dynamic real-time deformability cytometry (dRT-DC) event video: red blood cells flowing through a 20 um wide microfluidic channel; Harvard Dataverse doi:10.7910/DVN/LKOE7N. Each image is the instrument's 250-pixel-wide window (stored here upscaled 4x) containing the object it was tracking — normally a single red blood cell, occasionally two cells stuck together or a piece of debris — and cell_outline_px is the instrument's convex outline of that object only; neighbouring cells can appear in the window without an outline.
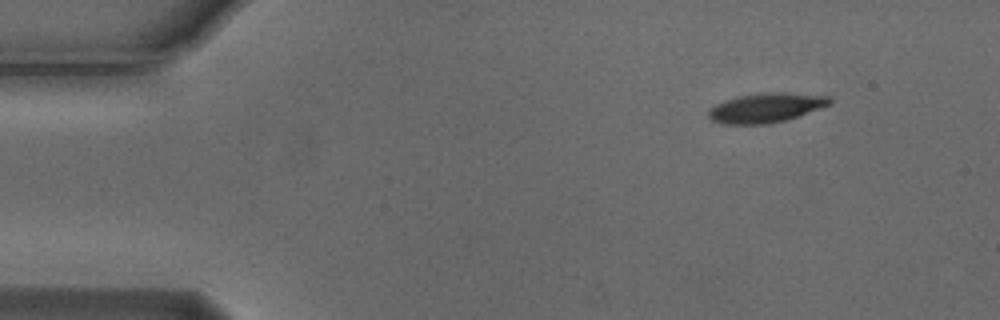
{"species": "Egyptian fruit bat (a non-hibernating species)", "species_latin": "Rousettus aegyptiacus", "temperature_condition": "cold", "stored_images_in_passage": 50, "camera_frame_rate_fps": 3000, "um_per_image_px": 0.085, "animal": {"sex": "male"}, "frame": {"image": 1, "passage_image": 1, "time_ms": 0.0, "image_size_px": [1000, 320], "cell_outline_px": [[832, 104], [784, 120], [764, 124], [724, 124], [712, 120], [708, 116], [708, 112], [716, 104], [740, 96], [764, 92], [784, 92], [828, 96], [832, 100]], "centroid_in_image_um": [65.12, 9.15], "position_along_channel_um": 19.9, "area_um2": 20.4}}
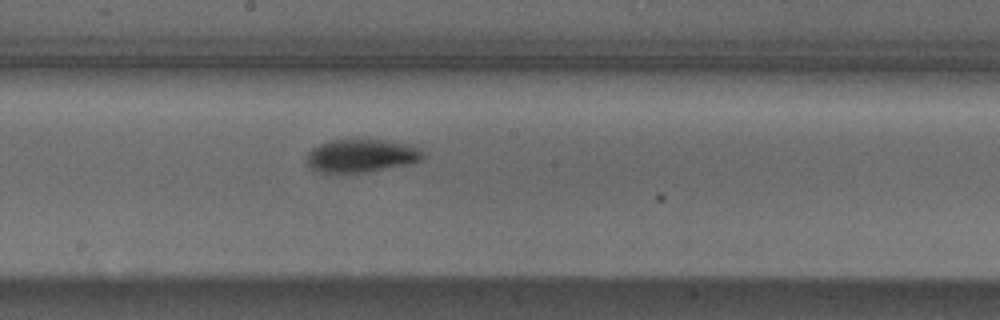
{"frame": {"image": 2, "passage_image": 24, "time_ms": 7.667, "image_size_px": [1000, 320], "cell_outline_px": [[424, 160], [412, 164], [364, 172], [320, 172], [312, 168], [304, 160], [308, 152], [312, 148], [320, 144], [332, 140], [384, 140], [408, 144], [420, 148], [424, 152]], "centroid_in_image_um": [30.75, 13.24], "position_along_channel_um": 217.4, "area_um2": 22.48}}
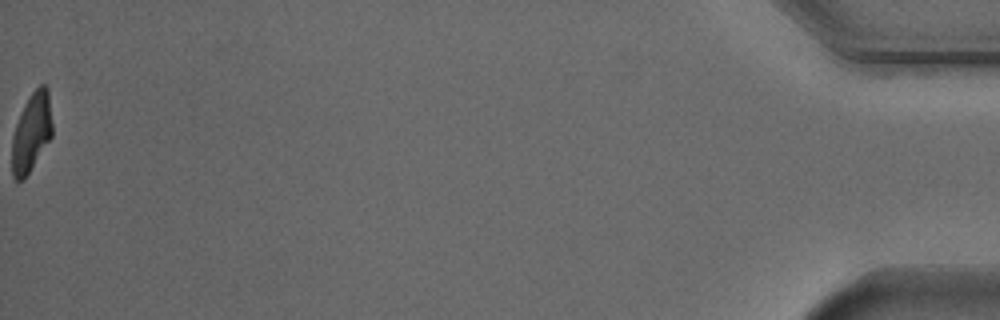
{"frame": {"image": 3, "passage_image": 50, "time_ms": 16.333, "image_size_px": [1000, 320], "cell_outline_px": [[52, 136], [24, 180], [16, 180], [12, 176], [12, 136], [20, 112], [28, 96], [40, 84], [44, 84], [48, 88], [52, 124]], "centroid_in_image_um": [2.67, 11.23], "position_along_channel_um": 432.5, "area_um2": 18.55}, "authors_computed_cell_mechanics": {"area_um2": 21.0681, "velocity_mm_per_s": 3.7141, "shape_relaxation_time_tau1_ms": 2.3439, "shape_relaxation_time_tau2_ms": null, "deformation_change_tau1": 0.1353, "deformation_change_tau2": null}}